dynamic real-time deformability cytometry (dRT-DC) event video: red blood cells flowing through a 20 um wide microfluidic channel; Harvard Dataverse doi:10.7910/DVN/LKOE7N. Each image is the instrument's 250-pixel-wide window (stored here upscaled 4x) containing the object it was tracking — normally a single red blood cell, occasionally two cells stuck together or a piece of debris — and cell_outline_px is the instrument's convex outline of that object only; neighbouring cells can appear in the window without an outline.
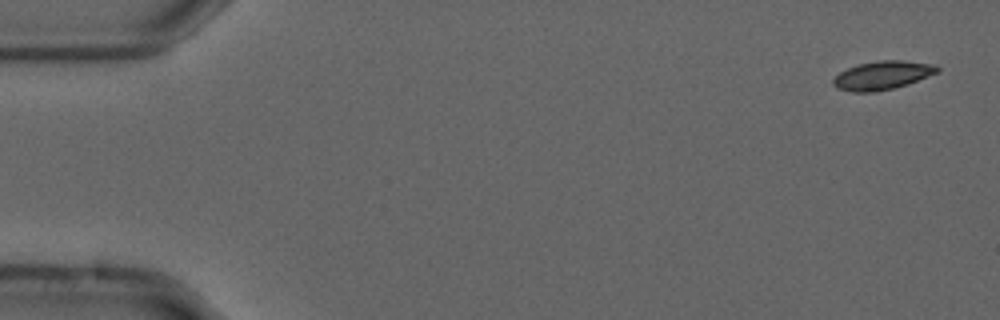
{"species": "common noctule bat (a hibernating species)", "species_latin": "Nyctalus noctula", "temperature_condition": "cold", "stored_images_in_passage": 55, "camera_frame_rate_fps": 3000, "um_per_image_px": 0.085, "animal": {"sex": "male", "forearm_length_mm": 52.5}, "frame": {"image": 1, "passage_image": 2, "time_ms": 0.333, "image_size_px": [1000, 320], "cell_outline_px": [[940, 72], [908, 84], [876, 92], [852, 92], [836, 88], [832, 84], [832, 80], [840, 72], [848, 68], [860, 64], [880, 60], [904, 60], [932, 64], [940, 68]], "centroid_in_image_um": [75.01, 6.41], "position_along_channel_um": 10.0, "area_um2": 17.34}}
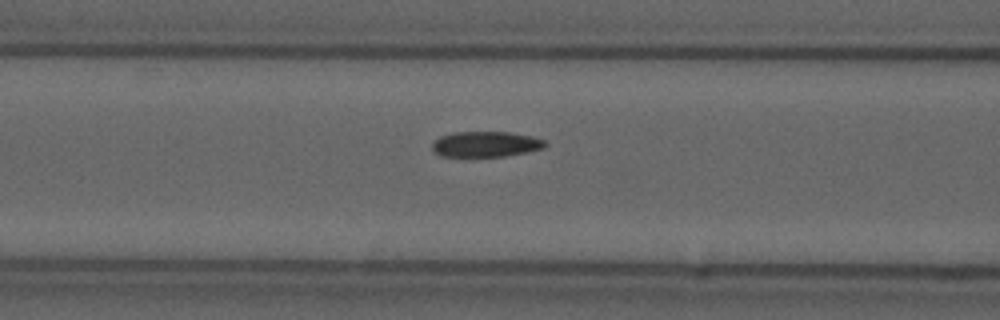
{"frame": {"image": 2, "passage_image": 22, "time_ms": 7.0, "image_size_px": [1000, 320], "cell_outline_px": [[548, 144], [544, 148], [528, 152], [504, 156], [440, 156], [432, 148], [432, 144], [440, 136], [452, 132], [512, 132], [532, 136], [544, 140]], "centroid_in_image_um": [41.32, 12.25], "position_along_channel_um": 125.3, "area_um2": 16.82}}
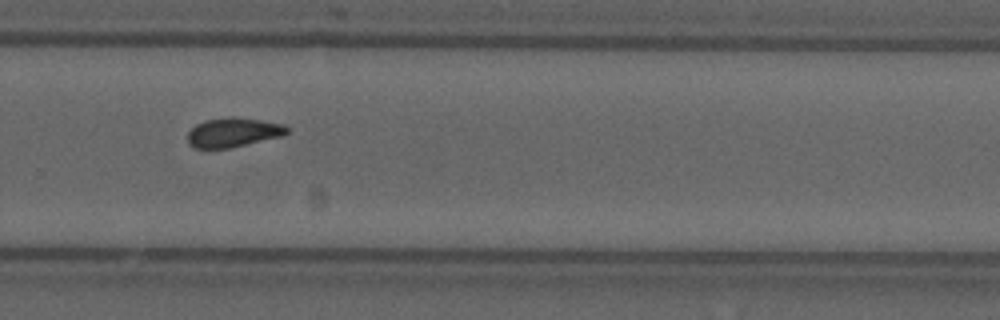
{"frame": {"image": 3, "passage_image": 37, "time_ms": 12.0, "image_size_px": [1000, 320], "cell_outline_px": [[288, 132], [280, 136], [228, 148], [196, 148], [188, 144], [188, 132], [196, 124], [204, 120], [260, 120], [284, 124], [288, 128]], "centroid_in_image_um": [19.79, 11.3], "position_along_channel_um": 310.0, "area_um2": 15.95}, "authors_computed_cell_mechanics": {"area_um2": 17.2822, "velocity_mm_per_s": 3.7157, "shape_relaxation_time_tau1_ms": 9.7774, "shape_relaxation_time_tau2_ms": 4.0366, "deformation_change_tau1": 0.1534, "deformation_change_tau2": 0.0852}}